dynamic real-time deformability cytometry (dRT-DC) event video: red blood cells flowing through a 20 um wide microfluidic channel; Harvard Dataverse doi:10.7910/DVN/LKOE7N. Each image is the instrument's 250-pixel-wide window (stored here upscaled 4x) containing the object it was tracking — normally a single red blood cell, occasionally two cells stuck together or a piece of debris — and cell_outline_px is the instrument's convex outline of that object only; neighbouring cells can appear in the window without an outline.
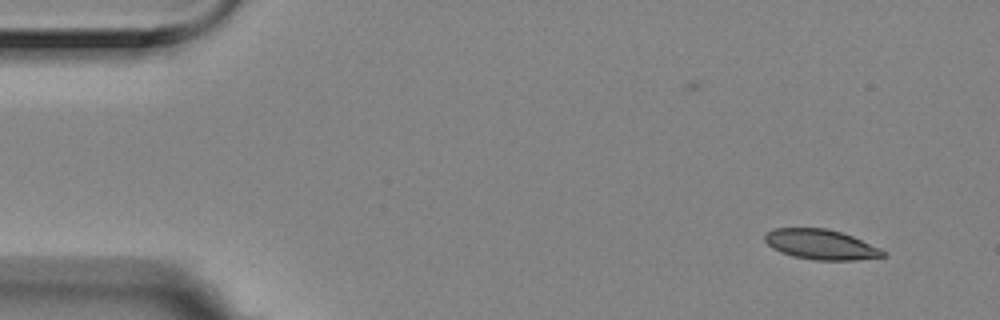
{"species": "Egyptian fruit bat (a non-hibernating species)", "species_latin": "Rousettus aegyptiacus", "temperature_condition": "room temperature", "stored_images_in_passage": 5, "camera_frame_rate_fps": 3000, "um_per_image_px": 0.085, "animal": {"sex": "female"}, "frame": {"image": 1, "passage_image": 1, "time_ms": 0.0, "image_size_px": [1000, 320], "cell_outline_px": [[888, 256], [856, 260], [812, 260], [792, 256], [780, 252], [772, 248], [764, 240], [764, 236], [772, 228], [828, 228], [852, 236], [880, 248], [888, 252]], "centroid_in_image_um": [69.79, 20.79], "position_along_channel_um": 15.2, "area_um2": 20.87}}
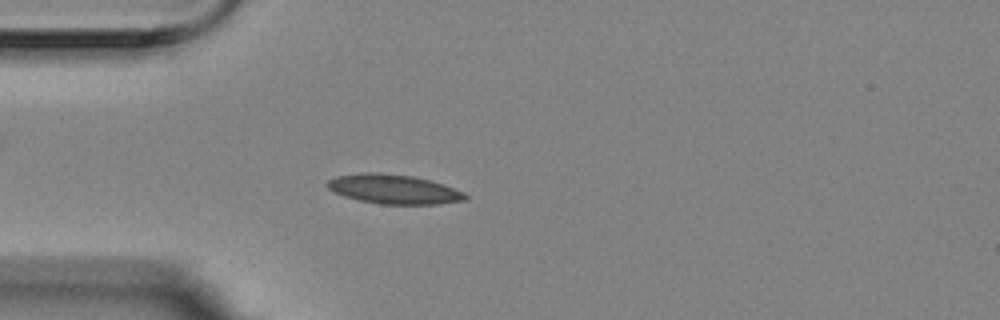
{"frame": {"image": 2, "passage_image": 4, "time_ms": 1.0, "image_size_px": [1000, 320], "cell_outline_px": [[468, 200], [440, 204], [380, 204], [360, 200], [344, 196], [328, 188], [324, 184], [328, 180], [336, 176], [364, 172], [380, 172], [412, 176], [428, 180], [464, 192], [468, 196]], "centroid_in_image_um": [33.45, 16.08], "position_along_channel_um": 51.5, "area_um2": 23.52}}